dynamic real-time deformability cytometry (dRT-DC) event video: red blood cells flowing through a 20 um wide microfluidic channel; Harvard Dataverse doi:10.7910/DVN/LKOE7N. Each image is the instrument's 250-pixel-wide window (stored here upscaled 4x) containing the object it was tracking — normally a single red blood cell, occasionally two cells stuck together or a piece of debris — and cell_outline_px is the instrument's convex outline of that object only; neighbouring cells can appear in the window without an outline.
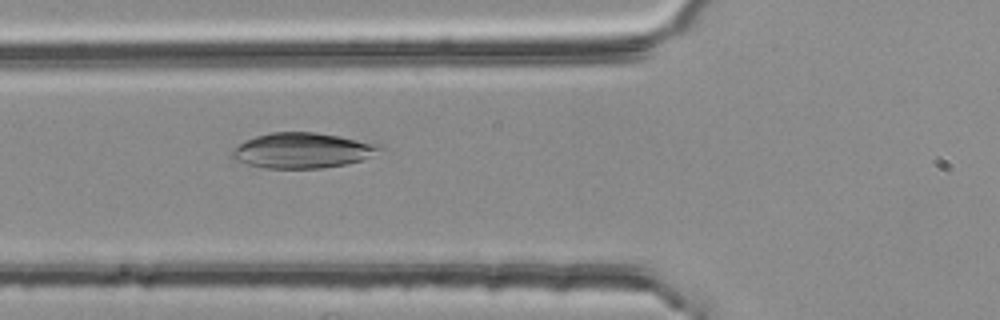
{"species": "common noctule bat (a hibernating species)", "species_latin": "Nyctalus noctula", "temperature_condition": "room temperature", "stored_images_in_passage": 29, "camera_frame_rate_fps": 3000, "um_per_image_px": 0.085, "animal": {"sex": "female", "body_mass_g": 25.1}, "frame": {"image": 1, "passage_image": 20, "time_ms": 6.333, "image_size_px": [1000, 320], "cell_outline_px": [[384, 148], [364, 160], [324, 168], [264, 168], [232, 160], [228, 156], [244, 140], [256, 136], [272, 132], [316, 132], [340, 136], [380, 144]], "centroid_in_image_um": [25.7, 12.79], "position_along_channel_um": 100.1, "area_um2": 30.52}}
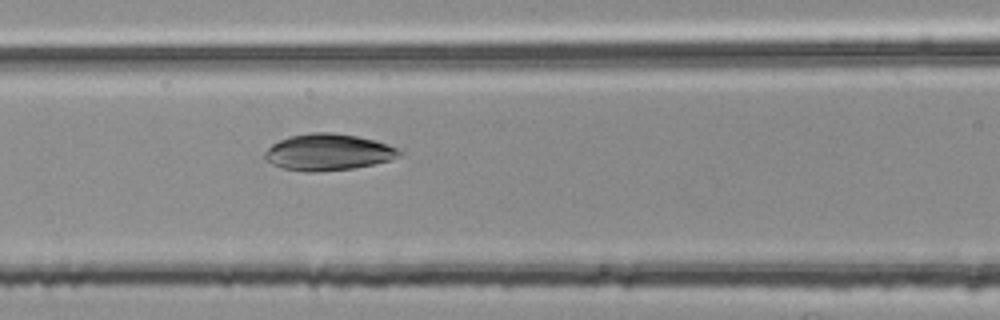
{"frame": {"image": 2, "passage_image": 23, "time_ms": 7.333, "image_size_px": [1000, 320], "cell_outline_px": [[404, 152], [400, 156], [388, 160], [356, 168], [320, 172], [304, 172], [284, 168], [272, 164], [264, 160], [264, 152], [272, 144], [288, 136], [308, 132], [332, 132], [356, 136], [376, 140], [388, 144]], "centroid_in_image_um": [27.87, 12.93], "position_along_channel_um": 138.7, "area_um2": 28.9}}
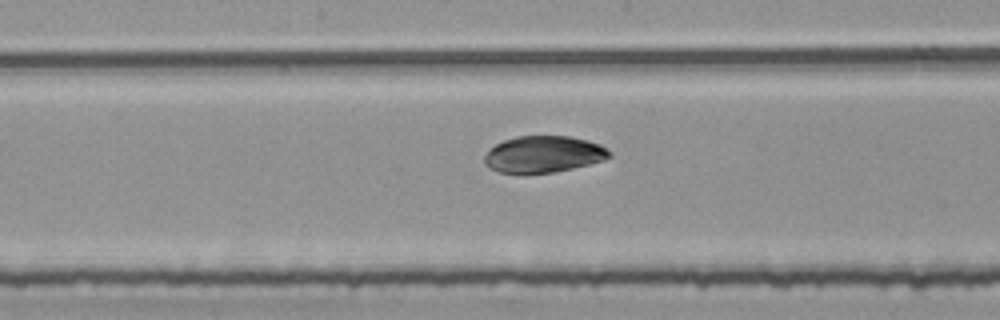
{"frame": {"image": 3, "passage_image": 28, "time_ms": 9.0, "image_size_px": [1000, 320], "cell_outline_px": [[612, 156], [604, 160], [572, 168], [552, 172], [500, 172], [488, 168], [484, 164], [484, 156], [496, 144], [504, 140], [516, 136], [568, 136], [588, 140], [600, 144], [612, 152]], "centroid_in_image_um": [46.22, 13.09], "position_along_channel_um": 202.0, "area_um2": 26.41}}